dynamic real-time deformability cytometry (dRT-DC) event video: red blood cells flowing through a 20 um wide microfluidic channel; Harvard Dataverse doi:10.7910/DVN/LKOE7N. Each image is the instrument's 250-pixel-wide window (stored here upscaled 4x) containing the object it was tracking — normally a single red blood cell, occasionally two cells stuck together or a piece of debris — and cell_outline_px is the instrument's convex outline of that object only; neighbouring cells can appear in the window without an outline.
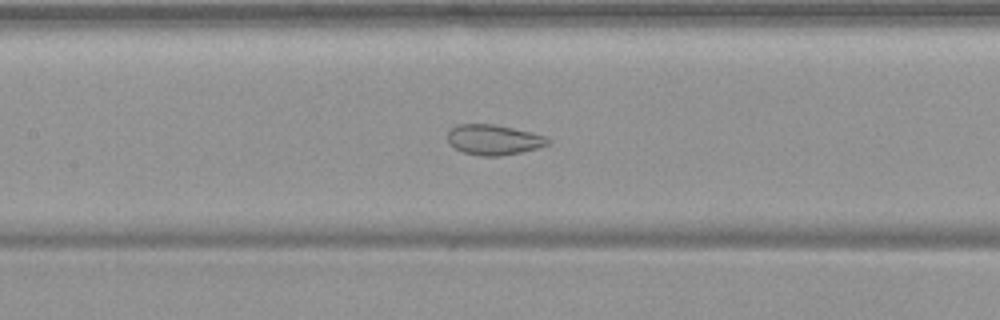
{"species": "common noctule bat (a hibernating species)", "species_latin": "Nyctalus noctula", "temperature_condition": "warm", "stored_images_in_passage": 54, "camera_frame_rate_fps": 3000, "um_per_image_px": 0.085, "animal": {"sex": "female", "body_mass_g": 19.9}, "frame": {"image": 1, "passage_image": 26, "time_ms": 8.333, "image_size_px": [1000, 320], "cell_outline_px": [[552, 140], [548, 144], [536, 148], [520, 152], [500, 156], [480, 156], [464, 152], [448, 144], [448, 132], [456, 124], [492, 124], [512, 128], [548, 136]], "centroid_in_image_um": [41.96, 11.87], "position_along_channel_um": 165.4, "area_um2": 17.63}}
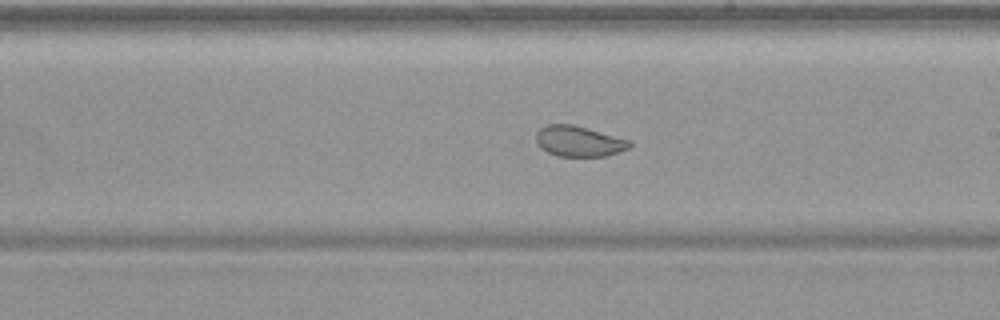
{"frame": {"image": 2, "passage_image": 32, "time_ms": 10.333, "image_size_px": [1000, 320], "cell_outline_px": [[632, 148], [604, 156], [556, 156], [540, 148], [536, 140], [536, 132], [540, 128], [548, 124], [572, 124], [632, 140]], "centroid_in_image_um": [49.23, 12.0], "position_along_channel_um": 239.8, "area_um2": 16.82}}
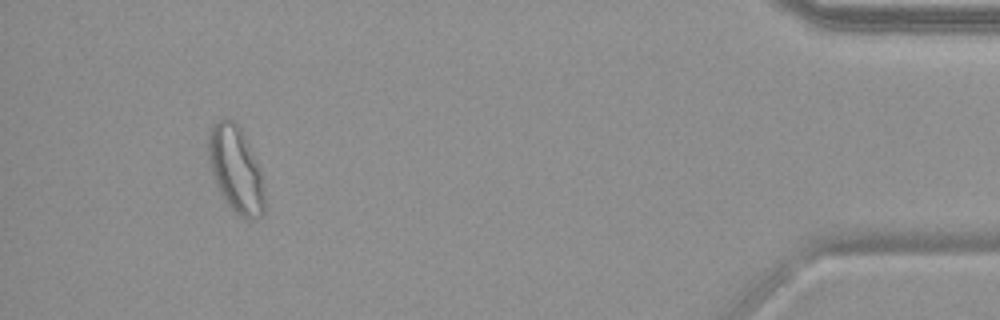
{"frame": {"image": 3, "passage_image": 51, "time_ms": 16.667, "image_size_px": [1000, 320], "cell_outline_px": [[264, 212], [260, 216], [252, 220], [248, 220], [240, 216], [228, 204], [220, 192], [212, 172], [208, 156], [208, 136], [212, 124], [220, 120], [232, 120], [240, 128], [260, 168], [264, 192]], "centroid_in_image_um": [20.05, 14.42], "position_along_channel_um": 415.2, "area_um2": 27.69}, "authors_computed_cell_mechanics": {"area_um2": 23.987, "velocity_mm_per_s": 3.7424, "shape_relaxation_time_tau1_ms": null, "shape_relaxation_time_tau2_ms": 1.0781, "deformation_change_tau1": null, "deformation_change_tau2": 0.061}}